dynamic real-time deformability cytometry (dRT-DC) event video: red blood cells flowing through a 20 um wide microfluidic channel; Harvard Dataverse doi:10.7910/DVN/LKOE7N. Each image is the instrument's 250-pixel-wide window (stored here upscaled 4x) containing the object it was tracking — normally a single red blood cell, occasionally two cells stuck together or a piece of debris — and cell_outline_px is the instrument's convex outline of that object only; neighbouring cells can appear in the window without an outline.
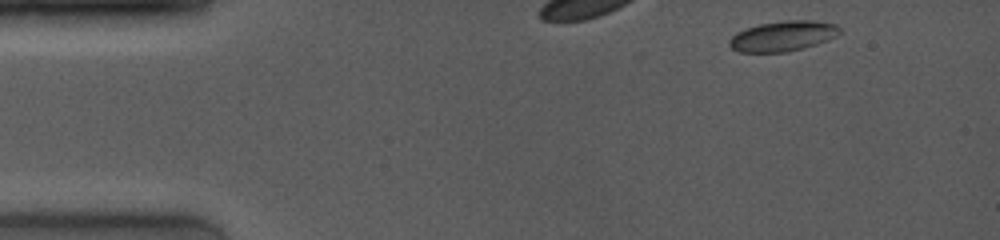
{"species": "common noctule bat (a hibernating species)", "species_latin": "Nyctalus noctula", "temperature_condition": "room temperature", "stored_images_in_passage": 5, "camera_frame_rate_fps": 4000, "um_per_image_px": 0.085, "animal": {"sex": "female", "body_mass_g": 19.0, "forearm_length_mm": 53.3}, "frame": {"image": 1, "passage_image": 1, "time_ms": 0.0, "image_size_px": [1000, 240], "cell_outline_px": [[840, 32], [836, 36], [828, 40], [804, 48], [788, 52], [740, 52], [732, 48], [728, 44], [728, 40], [736, 32], [744, 28], [760, 24], [784, 20], [812, 20], [836, 24], [840, 28]], "centroid_in_image_um": [66.53, 3.06], "position_along_channel_um": 18.5, "area_um2": 19.59}}
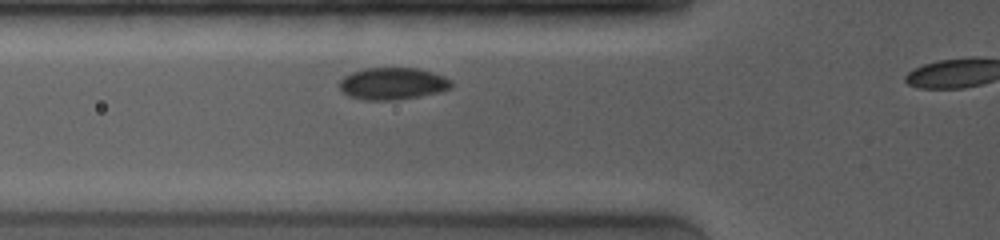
{"frame": {"image": 2, "passage_image": 4, "time_ms": 2.5, "image_size_px": [1000, 240], "cell_outline_px": [[452, 84], [448, 88], [436, 92], [396, 100], [364, 100], [348, 96], [340, 88], [340, 80], [344, 76], [352, 72], [364, 68], [416, 68], [432, 72], [444, 76], [452, 80]], "centroid_in_image_um": [33.34, 7.1], "position_along_channel_um": 92.5, "area_um2": 20.63}}